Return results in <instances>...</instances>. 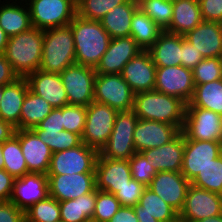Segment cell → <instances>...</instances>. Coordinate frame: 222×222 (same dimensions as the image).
Returning a JSON list of instances; mask_svg holds the SVG:
<instances>
[{"instance_id":"1","label":"cell","mask_w":222,"mask_h":222,"mask_svg":"<svg viewBox=\"0 0 222 222\" xmlns=\"http://www.w3.org/2000/svg\"><path fill=\"white\" fill-rule=\"evenodd\" d=\"M75 43L76 64L96 68L109 47L111 37L100 21L76 15L70 22Z\"/></svg>"},{"instance_id":"2","label":"cell","mask_w":222,"mask_h":222,"mask_svg":"<svg viewBox=\"0 0 222 222\" xmlns=\"http://www.w3.org/2000/svg\"><path fill=\"white\" fill-rule=\"evenodd\" d=\"M43 38L44 30L36 27L9 37L3 54L19 78H26L39 69Z\"/></svg>"},{"instance_id":"3","label":"cell","mask_w":222,"mask_h":222,"mask_svg":"<svg viewBox=\"0 0 222 222\" xmlns=\"http://www.w3.org/2000/svg\"><path fill=\"white\" fill-rule=\"evenodd\" d=\"M133 111L138 119L169 123L182 131L186 104L177 97L150 90L135 94Z\"/></svg>"},{"instance_id":"4","label":"cell","mask_w":222,"mask_h":222,"mask_svg":"<svg viewBox=\"0 0 222 222\" xmlns=\"http://www.w3.org/2000/svg\"><path fill=\"white\" fill-rule=\"evenodd\" d=\"M75 43L71 27L44 30L42 59L39 69L45 72L61 73L75 64Z\"/></svg>"},{"instance_id":"5","label":"cell","mask_w":222,"mask_h":222,"mask_svg":"<svg viewBox=\"0 0 222 222\" xmlns=\"http://www.w3.org/2000/svg\"><path fill=\"white\" fill-rule=\"evenodd\" d=\"M32 27L40 30L65 27L77 15L75 0H28Z\"/></svg>"},{"instance_id":"6","label":"cell","mask_w":222,"mask_h":222,"mask_svg":"<svg viewBox=\"0 0 222 222\" xmlns=\"http://www.w3.org/2000/svg\"><path fill=\"white\" fill-rule=\"evenodd\" d=\"M117 114L110 106L93 101L86 107L82 142L100 152L110 138Z\"/></svg>"},{"instance_id":"7","label":"cell","mask_w":222,"mask_h":222,"mask_svg":"<svg viewBox=\"0 0 222 222\" xmlns=\"http://www.w3.org/2000/svg\"><path fill=\"white\" fill-rule=\"evenodd\" d=\"M138 117L133 110L118 112L112 133L99 155L103 158L129 160L135 153L133 135Z\"/></svg>"},{"instance_id":"8","label":"cell","mask_w":222,"mask_h":222,"mask_svg":"<svg viewBox=\"0 0 222 222\" xmlns=\"http://www.w3.org/2000/svg\"><path fill=\"white\" fill-rule=\"evenodd\" d=\"M184 140L216 141L222 143V115L211 110L186 105Z\"/></svg>"},{"instance_id":"9","label":"cell","mask_w":222,"mask_h":222,"mask_svg":"<svg viewBox=\"0 0 222 222\" xmlns=\"http://www.w3.org/2000/svg\"><path fill=\"white\" fill-rule=\"evenodd\" d=\"M135 93L121 74H96L94 101L106 104L118 112L133 110Z\"/></svg>"},{"instance_id":"10","label":"cell","mask_w":222,"mask_h":222,"mask_svg":"<svg viewBox=\"0 0 222 222\" xmlns=\"http://www.w3.org/2000/svg\"><path fill=\"white\" fill-rule=\"evenodd\" d=\"M99 152L85 143L52 154L46 175L95 173Z\"/></svg>"},{"instance_id":"11","label":"cell","mask_w":222,"mask_h":222,"mask_svg":"<svg viewBox=\"0 0 222 222\" xmlns=\"http://www.w3.org/2000/svg\"><path fill=\"white\" fill-rule=\"evenodd\" d=\"M95 68L73 64L60 73L69 105L87 107L94 101Z\"/></svg>"},{"instance_id":"12","label":"cell","mask_w":222,"mask_h":222,"mask_svg":"<svg viewBox=\"0 0 222 222\" xmlns=\"http://www.w3.org/2000/svg\"><path fill=\"white\" fill-rule=\"evenodd\" d=\"M195 84L193 72L184 66L156 67L154 90L174 96L186 105L194 94Z\"/></svg>"},{"instance_id":"13","label":"cell","mask_w":222,"mask_h":222,"mask_svg":"<svg viewBox=\"0 0 222 222\" xmlns=\"http://www.w3.org/2000/svg\"><path fill=\"white\" fill-rule=\"evenodd\" d=\"M222 214V195L193 186H189L179 218L195 222Z\"/></svg>"},{"instance_id":"14","label":"cell","mask_w":222,"mask_h":222,"mask_svg":"<svg viewBox=\"0 0 222 222\" xmlns=\"http://www.w3.org/2000/svg\"><path fill=\"white\" fill-rule=\"evenodd\" d=\"M222 155V143L216 141L184 140L181 173L191 182L197 174Z\"/></svg>"},{"instance_id":"15","label":"cell","mask_w":222,"mask_h":222,"mask_svg":"<svg viewBox=\"0 0 222 222\" xmlns=\"http://www.w3.org/2000/svg\"><path fill=\"white\" fill-rule=\"evenodd\" d=\"M49 196L59 202L76 199L96 188L95 173L47 175Z\"/></svg>"},{"instance_id":"16","label":"cell","mask_w":222,"mask_h":222,"mask_svg":"<svg viewBox=\"0 0 222 222\" xmlns=\"http://www.w3.org/2000/svg\"><path fill=\"white\" fill-rule=\"evenodd\" d=\"M132 179L128 160L103 158L95 166L96 189L115 194Z\"/></svg>"},{"instance_id":"17","label":"cell","mask_w":222,"mask_h":222,"mask_svg":"<svg viewBox=\"0 0 222 222\" xmlns=\"http://www.w3.org/2000/svg\"><path fill=\"white\" fill-rule=\"evenodd\" d=\"M190 185L191 182L181 172L162 171L157 172L148 188L179 213Z\"/></svg>"},{"instance_id":"18","label":"cell","mask_w":222,"mask_h":222,"mask_svg":"<svg viewBox=\"0 0 222 222\" xmlns=\"http://www.w3.org/2000/svg\"><path fill=\"white\" fill-rule=\"evenodd\" d=\"M181 130L175 125L138 119L133 141L136 152L163 146L173 140Z\"/></svg>"},{"instance_id":"19","label":"cell","mask_w":222,"mask_h":222,"mask_svg":"<svg viewBox=\"0 0 222 222\" xmlns=\"http://www.w3.org/2000/svg\"><path fill=\"white\" fill-rule=\"evenodd\" d=\"M141 51L142 48L131 36L112 38L95 68L96 74H121L125 64Z\"/></svg>"},{"instance_id":"20","label":"cell","mask_w":222,"mask_h":222,"mask_svg":"<svg viewBox=\"0 0 222 222\" xmlns=\"http://www.w3.org/2000/svg\"><path fill=\"white\" fill-rule=\"evenodd\" d=\"M121 76L135 94L154 90L156 66L150 53L147 50H143L133 57L123 67Z\"/></svg>"},{"instance_id":"21","label":"cell","mask_w":222,"mask_h":222,"mask_svg":"<svg viewBox=\"0 0 222 222\" xmlns=\"http://www.w3.org/2000/svg\"><path fill=\"white\" fill-rule=\"evenodd\" d=\"M49 196L48 176L40 173H27L16 178L10 201L26 211L33 204Z\"/></svg>"},{"instance_id":"22","label":"cell","mask_w":222,"mask_h":222,"mask_svg":"<svg viewBox=\"0 0 222 222\" xmlns=\"http://www.w3.org/2000/svg\"><path fill=\"white\" fill-rule=\"evenodd\" d=\"M14 135L19 139L29 173L46 175L53 154L49 146L31 129L16 130Z\"/></svg>"},{"instance_id":"23","label":"cell","mask_w":222,"mask_h":222,"mask_svg":"<svg viewBox=\"0 0 222 222\" xmlns=\"http://www.w3.org/2000/svg\"><path fill=\"white\" fill-rule=\"evenodd\" d=\"M29 89L46 100L53 108L68 105L67 93L59 73L40 69L26 77Z\"/></svg>"},{"instance_id":"24","label":"cell","mask_w":222,"mask_h":222,"mask_svg":"<svg viewBox=\"0 0 222 222\" xmlns=\"http://www.w3.org/2000/svg\"><path fill=\"white\" fill-rule=\"evenodd\" d=\"M184 38L201 52L204 58L222 57V23L202 21Z\"/></svg>"},{"instance_id":"25","label":"cell","mask_w":222,"mask_h":222,"mask_svg":"<svg viewBox=\"0 0 222 222\" xmlns=\"http://www.w3.org/2000/svg\"><path fill=\"white\" fill-rule=\"evenodd\" d=\"M156 172H181L184 154V133L181 131L167 144L142 152Z\"/></svg>"},{"instance_id":"26","label":"cell","mask_w":222,"mask_h":222,"mask_svg":"<svg viewBox=\"0 0 222 222\" xmlns=\"http://www.w3.org/2000/svg\"><path fill=\"white\" fill-rule=\"evenodd\" d=\"M29 90L26 78H17L13 83L3 86L0 100V119L20 129V114L23 100Z\"/></svg>"},{"instance_id":"27","label":"cell","mask_w":222,"mask_h":222,"mask_svg":"<svg viewBox=\"0 0 222 222\" xmlns=\"http://www.w3.org/2000/svg\"><path fill=\"white\" fill-rule=\"evenodd\" d=\"M133 209L139 221L174 222L179 218V213L148 187Z\"/></svg>"},{"instance_id":"28","label":"cell","mask_w":222,"mask_h":222,"mask_svg":"<svg viewBox=\"0 0 222 222\" xmlns=\"http://www.w3.org/2000/svg\"><path fill=\"white\" fill-rule=\"evenodd\" d=\"M147 51L156 67L180 66L182 35L163 31Z\"/></svg>"},{"instance_id":"29","label":"cell","mask_w":222,"mask_h":222,"mask_svg":"<svg viewBox=\"0 0 222 222\" xmlns=\"http://www.w3.org/2000/svg\"><path fill=\"white\" fill-rule=\"evenodd\" d=\"M203 21L198 0L173 1V16L166 32L185 35Z\"/></svg>"},{"instance_id":"30","label":"cell","mask_w":222,"mask_h":222,"mask_svg":"<svg viewBox=\"0 0 222 222\" xmlns=\"http://www.w3.org/2000/svg\"><path fill=\"white\" fill-rule=\"evenodd\" d=\"M138 8L137 0H127L114 7L100 20L102 27L111 38L130 36L132 17Z\"/></svg>"},{"instance_id":"31","label":"cell","mask_w":222,"mask_h":222,"mask_svg":"<svg viewBox=\"0 0 222 222\" xmlns=\"http://www.w3.org/2000/svg\"><path fill=\"white\" fill-rule=\"evenodd\" d=\"M6 1L7 4H0V27L9 37L29 30L32 24L29 8L26 6L27 0H21L22 2L25 1L26 4L19 1L20 5L14 1L12 3Z\"/></svg>"},{"instance_id":"32","label":"cell","mask_w":222,"mask_h":222,"mask_svg":"<svg viewBox=\"0 0 222 222\" xmlns=\"http://www.w3.org/2000/svg\"><path fill=\"white\" fill-rule=\"evenodd\" d=\"M97 189L76 199L59 202L63 222H90L95 211Z\"/></svg>"},{"instance_id":"33","label":"cell","mask_w":222,"mask_h":222,"mask_svg":"<svg viewBox=\"0 0 222 222\" xmlns=\"http://www.w3.org/2000/svg\"><path fill=\"white\" fill-rule=\"evenodd\" d=\"M53 110V107L42 97L27 91L20 114V129H33L43 121Z\"/></svg>"},{"instance_id":"34","label":"cell","mask_w":222,"mask_h":222,"mask_svg":"<svg viewBox=\"0 0 222 222\" xmlns=\"http://www.w3.org/2000/svg\"><path fill=\"white\" fill-rule=\"evenodd\" d=\"M163 30L141 9H137L131 21L130 36L142 48L148 50Z\"/></svg>"},{"instance_id":"35","label":"cell","mask_w":222,"mask_h":222,"mask_svg":"<svg viewBox=\"0 0 222 222\" xmlns=\"http://www.w3.org/2000/svg\"><path fill=\"white\" fill-rule=\"evenodd\" d=\"M189 103L194 107L222 115V79L195 85L194 94Z\"/></svg>"},{"instance_id":"36","label":"cell","mask_w":222,"mask_h":222,"mask_svg":"<svg viewBox=\"0 0 222 222\" xmlns=\"http://www.w3.org/2000/svg\"><path fill=\"white\" fill-rule=\"evenodd\" d=\"M2 154L4 158V170L12 177L15 179L21 178L23 175L29 173L19 139L15 135L2 143Z\"/></svg>"},{"instance_id":"37","label":"cell","mask_w":222,"mask_h":222,"mask_svg":"<svg viewBox=\"0 0 222 222\" xmlns=\"http://www.w3.org/2000/svg\"><path fill=\"white\" fill-rule=\"evenodd\" d=\"M32 130L42 142L49 146L52 153L68 150L82 143L81 136L70 131L63 130L59 133L57 131H45L38 126Z\"/></svg>"},{"instance_id":"38","label":"cell","mask_w":222,"mask_h":222,"mask_svg":"<svg viewBox=\"0 0 222 222\" xmlns=\"http://www.w3.org/2000/svg\"><path fill=\"white\" fill-rule=\"evenodd\" d=\"M195 187L222 195V155L200 170L191 181Z\"/></svg>"},{"instance_id":"39","label":"cell","mask_w":222,"mask_h":222,"mask_svg":"<svg viewBox=\"0 0 222 222\" xmlns=\"http://www.w3.org/2000/svg\"><path fill=\"white\" fill-rule=\"evenodd\" d=\"M138 7L163 31H166L173 16V2L168 0H137Z\"/></svg>"},{"instance_id":"40","label":"cell","mask_w":222,"mask_h":222,"mask_svg":"<svg viewBox=\"0 0 222 222\" xmlns=\"http://www.w3.org/2000/svg\"><path fill=\"white\" fill-rule=\"evenodd\" d=\"M26 222H56L61 220L59 201L51 196L33 204L25 211Z\"/></svg>"},{"instance_id":"41","label":"cell","mask_w":222,"mask_h":222,"mask_svg":"<svg viewBox=\"0 0 222 222\" xmlns=\"http://www.w3.org/2000/svg\"><path fill=\"white\" fill-rule=\"evenodd\" d=\"M127 0H80L77 2V15L84 19L100 21L114 7Z\"/></svg>"},{"instance_id":"42","label":"cell","mask_w":222,"mask_h":222,"mask_svg":"<svg viewBox=\"0 0 222 222\" xmlns=\"http://www.w3.org/2000/svg\"><path fill=\"white\" fill-rule=\"evenodd\" d=\"M192 72L195 85L222 79V57L205 58Z\"/></svg>"},{"instance_id":"43","label":"cell","mask_w":222,"mask_h":222,"mask_svg":"<svg viewBox=\"0 0 222 222\" xmlns=\"http://www.w3.org/2000/svg\"><path fill=\"white\" fill-rule=\"evenodd\" d=\"M121 206L114 194L97 189L95 211L91 222H109Z\"/></svg>"},{"instance_id":"44","label":"cell","mask_w":222,"mask_h":222,"mask_svg":"<svg viewBox=\"0 0 222 222\" xmlns=\"http://www.w3.org/2000/svg\"><path fill=\"white\" fill-rule=\"evenodd\" d=\"M128 161L132 179L148 187L157 172L153 166L148 163L147 157L142 152H136Z\"/></svg>"},{"instance_id":"45","label":"cell","mask_w":222,"mask_h":222,"mask_svg":"<svg viewBox=\"0 0 222 222\" xmlns=\"http://www.w3.org/2000/svg\"><path fill=\"white\" fill-rule=\"evenodd\" d=\"M86 121V107L80 105L63 106L64 130L82 136Z\"/></svg>"},{"instance_id":"46","label":"cell","mask_w":222,"mask_h":222,"mask_svg":"<svg viewBox=\"0 0 222 222\" xmlns=\"http://www.w3.org/2000/svg\"><path fill=\"white\" fill-rule=\"evenodd\" d=\"M145 188L143 184L135 179H131L124 187L119 189L114 196L122 206L133 207L138 204Z\"/></svg>"},{"instance_id":"47","label":"cell","mask_w":222,"mask_h":222,"mask_svg":"<svg viewBox=\"0 0 222 222\" xmlns=\"http://www.w3.org/2000/svg\"><path fill=\"white\" fill-rule=\"evenodd\" d=\"M203 21L222 23V0H198Z\"/></svg>"},{"instance_id":"48","label":"cell","mask_w":222,"mask_h":222,"mask_svg":"<svg viewBox=\"0 0 222 222\" xmlns=\"http://www.w3.org/2000/svg\"><path fill=\"white\" fill-rule=\"evenodd\" d=\"M203 59L201 52H198L194 45H191L189 41L182 35V55H181V65L188 69L195 68Z\"/></svg>"},{"instance_id":"49","label":"cell","mask_w":222,"mask_h":222,"mask_svg":"<svg viewBox=\"0 0 222 222\" xmlns=\"http://www.w3.org/2000/svg\"><path fill=\"white\" fill-rule=\"evenodd\" d=\"M0 222H26L25 211L11 201H0Z\"/></svg>"},{"instance_id":"50","label":"cell","mask_w":222,"mask_h":222,"mask_svg":"<svg viewBox=\"0 0 222 222\" xmlns=\"http://www.w3.org/2000/svg\"><path fill=\"white\" fill-rule=\"evenodd\" d=\"M38 127L45 131H57L58 133L63 131V107L53 108L51 113L38 124Z\"/></svg>"},{"instance_id":"51","label":"cell","mask_w":222,"mask_h":222,"mask_svg":"<svg viewBox=\"0 0 222 222\" xmlns=\"http://www.w3.org/2000/svg\"><path fill=\"white\" fill-rule=\"evenodd\" d=\"M14 180L6 170L0 169V201H10Z\"/></svg>"},{"instance_id":"52","label":"cell","mask_w":222,"mask_h":222,"mask_svg":"<svg viewBox=\"0 0 222 222\" xmlns=\"http://www.w3.org/2000/svg\"><path fill=\"white\" fill-rule=\"evenodd\" d=\"M17 78L19 77L12 70L7 58L3 53H0V86L13 83Z\"/></svg>"},{"instance_id":"53","label":"cell","mask_w":222,"mask_h":222,"mask_svg":"<svg viewBox=\"0 0 222 222\" xmlns=\"http://www.w3.org/2000/svg\"><path fill=\"white\" fill-rule=\"evenodd\" d=\"M109 222H139L133 207L121 206Z\"/></svg>"},{"instance_id":"54","label":"cell","mask_w":222,"mask_h":222,"mask_svg":"<svg viewBox=\"0 0 222 222\" xmlns=\"http://www.w3.org/2000/svg\"><path fill=\"white\" fill-rule=\"evenodd\" d=\"M16 128L0 119V143L9 140L15 134Z\"/></svg>"},{"instance_id":"55","label":"cell","mask_w":222,"mask_h":222,"mask_svg":"<svg viewBox=\"0 0 222 222\" xmlns=\"http://www.w3.org/2000/svg\"><path fill=\"white\" fill-rule=\"evenodd\" d=\"M8 40H9V36L0 27V53H4Z\"/></svg>"},{"instance_id":"56","label":"cell","mask_w":222,"mask_h":222,"mask_svg":"<svg viewBox=\"0 0 222 222\" xmlns=\"http://www.w3.org/2000/svg\"><path fill=\"white\" fill-rule=\"evenodd\" d=\"M195 222H222V214L214 216V217H208V218L195 221Z\"/></svg>"},{"instance_id":"57","label":"cell","mask_w":222,"mask_h":222,"mask_svg":"<svg viewBox=\"0 0 222 222\" xmlns=\"http://www.w3.org/2000/svg\"><path fill=\"white\" fill-rule=\"evenodd\" d=\"M0 169H4V158L2 154V143H0Z\"/></svg>"},{"instance_id":"58","label":"cell","mask_w":222,"mask_h":222,"mask_svg":"<svg viewBox=\"0 0 222 222\" xmlns=\"http://www.w3.org/2000/svg\"><path fill=\"white\" fill-rule=\"evenodd\" d=\"M3 96V86H0V100L2 99Z\"/></svg>"},{"instance_id":"59","label":"cell","mask_w":222,"mask_h":222,"mask_svg":"<svg viewBox=\"0 0 222 222\" xmlns=\"http://www.w3.org/2000/svg\"><path fill=\"white\" fill-rule=\"evenodd\" d=\"M139 222H159L157 220L139 221Z\"/></svg>"},{"instance_id":"60","label":"cell","mask_w":222,"mask_h":222,"mask_svg":"<svg viewBox=\"0 0 222 222\" xmlns=\"http://www.w3.org/2000/svg\"><path fill=\"white\" fill-rule=\"evenodd\" d=\"M174 222H187V221H184V220H182V219L178 218V219H177V220H175Z\"/></svg>"}]
</instances>
